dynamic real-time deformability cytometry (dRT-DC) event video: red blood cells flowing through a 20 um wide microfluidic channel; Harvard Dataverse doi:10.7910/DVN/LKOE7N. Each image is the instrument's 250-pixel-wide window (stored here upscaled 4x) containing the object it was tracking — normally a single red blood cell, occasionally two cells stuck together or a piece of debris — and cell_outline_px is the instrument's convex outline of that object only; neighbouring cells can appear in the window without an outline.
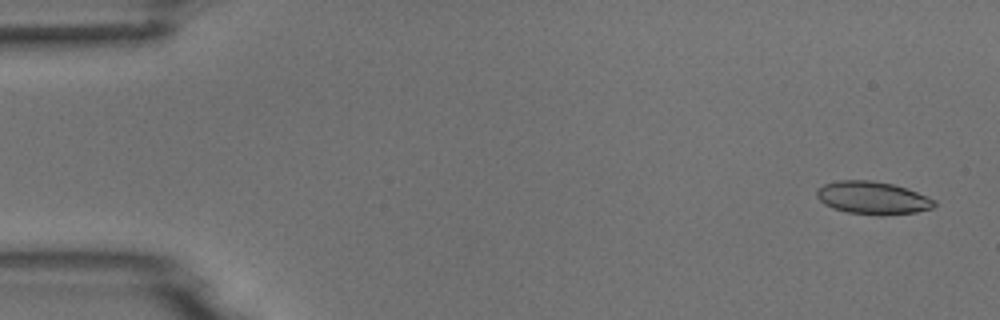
{"species": "common noctule bat (a hibernating species)", "species_latin": "Nyctalus noctula", "temperature_condition": "room temperature", "stored_images_in_passage": 5, "camera_frame_rate_fps": 3000, "um_per_image_px": 0.085, "animal": {"sex": "male", "body_mass_g": 18.8}, "frame": {"image": 1, "passage_image": 1, "time_ms": 0.0, "image_size_px": [1000, 320], "cell_outline_px": [[936, 204], [932, 208], [916, 212], [884, 216], [876, 216], [848, 212], [832, 208], [824, 204], [816, 196], [816, 188], [824, 184], [840, 180], [872, 180], [892, 184], [916, 192], [936, 200]], "centroid_in_image_um": [74.15, 16.83], "position_along_channel_um": 10.9, "area_um2": 22.6}}
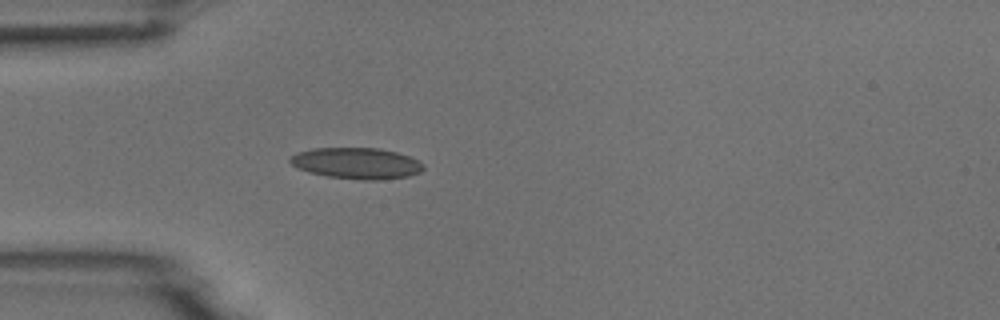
{"frame": {"image": 2, "passage_image": 5, "time_ms": 1.333, "image_size_px": [1000, 320], "cell_outline_px": [[424, 168], [420, 172], [408, 176], [380, 180], [360, 180], [328, 176], [308, 172], [296, 168], [288, 160], [296, 152], [312, 148], [380, 148], [396, 152], [420, 160], [424, 164]], "centroid_in_image_um": [30.31, 13.88], "position_along_channel_um": 54.7, "area_um2": 24.39}}